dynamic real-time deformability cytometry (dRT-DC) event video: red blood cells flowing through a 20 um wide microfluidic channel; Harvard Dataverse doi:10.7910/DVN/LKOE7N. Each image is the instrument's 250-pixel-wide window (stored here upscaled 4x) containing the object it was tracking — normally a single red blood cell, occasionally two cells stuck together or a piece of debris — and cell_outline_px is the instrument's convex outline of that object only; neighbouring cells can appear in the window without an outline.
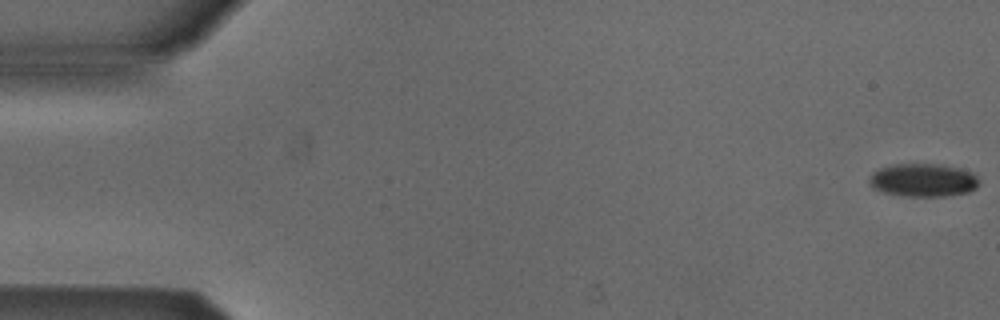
{"species": "Egyptian fruit bat (a non-hibernating species)", "species_latin": "Rousettus aegyptiacus", "temperature_condition": "cold", "stored_images_in_passage": 13, "camera_frame_rate_fps": 3000, "um_per_image_px": 0.085, "animal": {"sex": "male"}, "frame": {"image": 1, "passage_image": 1, "time_ms": 0.0, "image_size_px": [1000, 320], "cell_outline_px": [[976, 188], [968, 192], [944, 196], [904, 196], [884, 192], [876, 188], [868, 180], [872, 172], [880, 168], [896, 164], [944, 164], [960, 168], [972, 172], [976, 176]], "centroid_in_image_um": [78.47, 15.3], "position_along_channel_um": 6.5, "area_um2": 20.98}}